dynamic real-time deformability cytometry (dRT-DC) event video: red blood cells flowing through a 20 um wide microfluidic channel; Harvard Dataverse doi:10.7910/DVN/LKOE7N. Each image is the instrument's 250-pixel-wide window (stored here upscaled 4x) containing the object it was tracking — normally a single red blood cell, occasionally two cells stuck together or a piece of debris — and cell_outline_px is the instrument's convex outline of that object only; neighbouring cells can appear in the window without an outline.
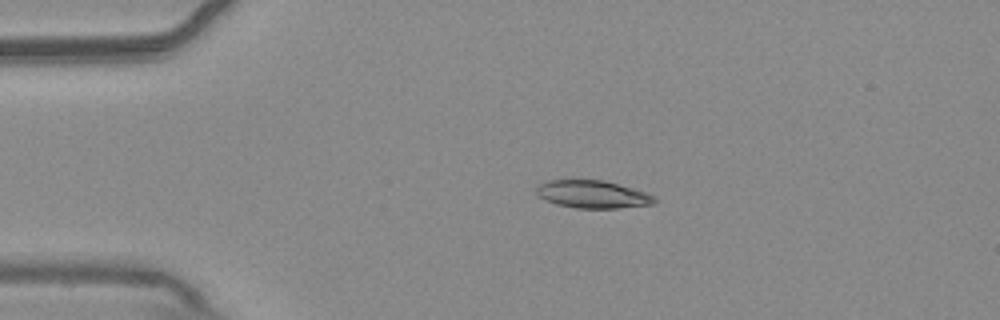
{"species": "common noctule bat (a hibernating species)", "species_latin": "Nyctalus noctula", "temperature_condition": "warm", "stored_images_in_passage": 44, "camera_frame_rate_fps": 3000, "um_per_image_px": 0.085, "animal": {"sex": "male", "body_mass_g": 20.4}, "frame": {"image": 1, "passage_image": 1, "time_ms": 0.0, "image_size_px": [1000, 320], "cell_outline_px": [[656, 200], [652, 204], [620, 208], [576, 208], [556, 204], [540, 196], [536, 192], [536, 184], [548, 180], [604, 180], [632, 188], [656, 196]], "centroid_in_image_um": [50.36, 16.51], "position_along_channel_um": 34.6, "area_um2": 18.96}}
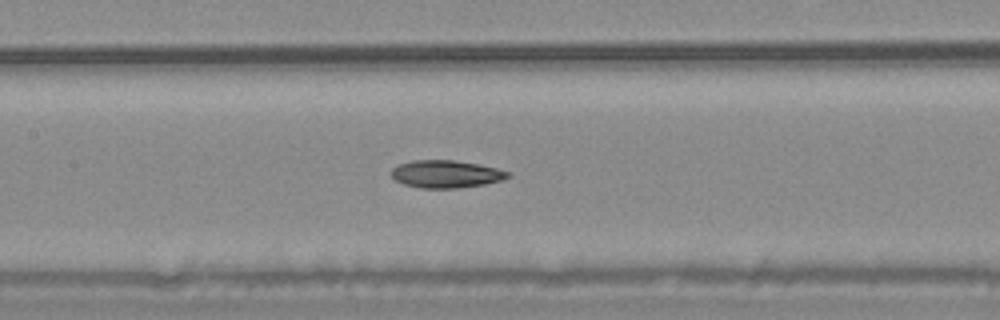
{"frame": {"image": 2, "passage_image": 15, "time_ms": 4.667, "image_size_px": [1000, 320], "cell_outline_px": [[512, 176], [500, 180], [484, 184], [460, 188], [420, 188], [404, 184], [396, 180], [392, 176], [392, 168], [400, 164], [412, 160], [452, 160], [476, 164], [496, 168], [512, 172]], "centroid_in_image_um": [37.93, 14.8], "position_along_channel_um": 169.5, "area_um2": 18.61}}
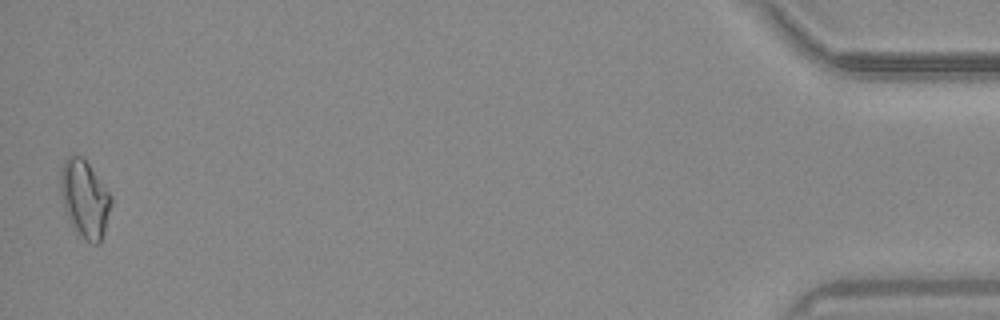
{"frame": {"image": 3, "passage_image": 43, "time_ms": 14.0, "image_size_px": [1000, 320], "cell_outline_px": [[112, 204], [104, 232], [100, 244], [92, 244], [76, 236], [64, 208], [60, 188], [60, 172], [64, 160], [68, 156], [84, 156], [112, 196]], "centroid_in_image_um": [7.2, 16.92], "position_along_channel_um": 428.0, "area_um2": 23.29}, "authors_computed_cell_mechanics": {"area_um2": 18.6694, "velocity_mm_per_s": 3.7643, "shape_relaxation_time_tau1_ms": null, "shape_relaxation_time_tau2_ms": 2.8555, "deformation_change_tau1": null, "deformation_change_tau2": 0.0871}}